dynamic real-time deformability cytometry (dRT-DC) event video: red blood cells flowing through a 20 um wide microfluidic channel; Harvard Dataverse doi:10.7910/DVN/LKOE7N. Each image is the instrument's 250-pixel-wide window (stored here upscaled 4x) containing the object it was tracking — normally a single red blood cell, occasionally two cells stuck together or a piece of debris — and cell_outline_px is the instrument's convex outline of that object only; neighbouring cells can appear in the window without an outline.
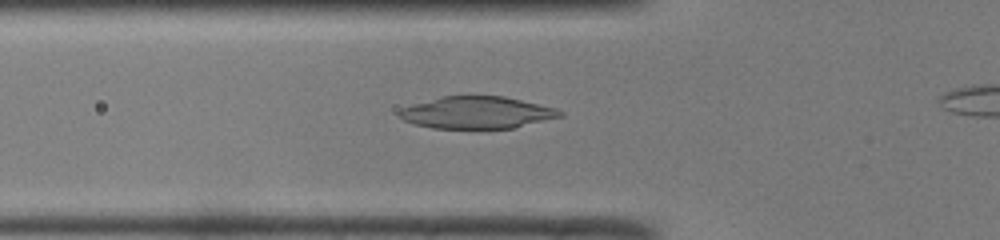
{"species": "common noctule bat (a hibernating species)", "species_latin": "Nyctalus noctula", "temperature_condition": "room temperature", "stored_images_in_passage": 42, "camera_frame_rate_fps": 3000, "um_per_image_px": 0.085, "animal": {"sex": "male", "body_mass_g": 19.0, "forearm_length_mm": 50.8}, "frame": {"image": 1, "passage_image": 17, "time_ms": 5.333, "image_size_px": [1000, 240], "cell_outline_px": [[564, 116], [512, 128], [432, 128], [416, 124], [404, 120], [400, 116], [400, 108], [412, 104], [440, 96], [504, 96], [556, 108], [564, 112]], "centroid_in_image_um": [40.55, 9.56], "position_along_channel_um": 85.2, "area_um2": 29.88}}
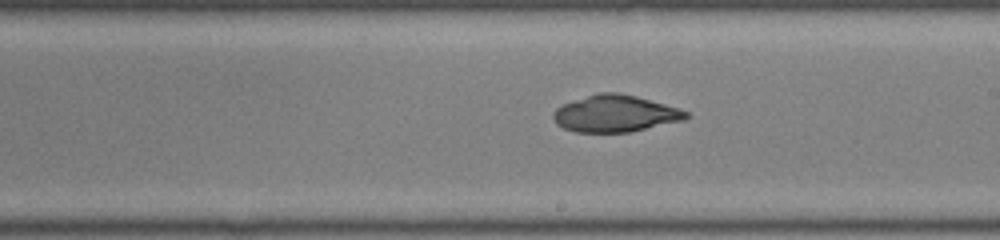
{"frame": {"image": 2, "passage_image": 28, "time_ms": 9.0, "image_size_px": [1000, 240], "cell_outline_px": [[688, 116], [684, 120], [628, 132], [576, 132], [564, 128], [556, 124], [552, 116], [552, 112], [556, 108], [564, 104], [600, 92], [616, 92], [636, 96], [680, 108], [688, 112]], "centroid_in_image_um": [52.29, 9.66], "position_along_channel_um": 236.7, "area_um2": 28.21}}
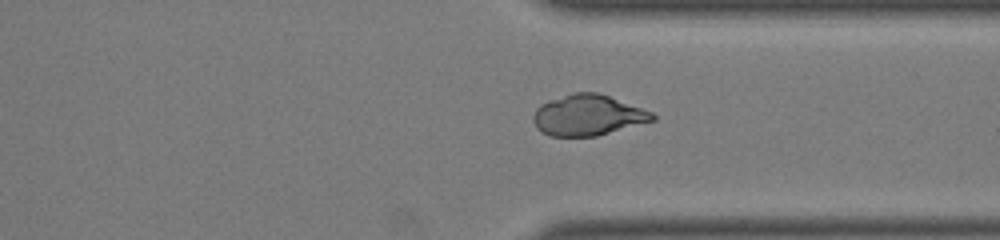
{"frame": {"image": 3, "passage_image": 37, "time_ms": 12.0, "image_size_px": [1000, 240], "cell_outline_px": [[656, 120], [596, 136], [548, 136], [540, 132], [536, 128], [532, 120], [532, 116], [536, 108], [540, 104], [548, 100], [572, 92], [596, 92], [608, 96], [652, 112], [656, 116]], "centroid_in_image_um": [49.92, 9.8], "position_along_channel_um": 361.5, "area_um2": 28.44}}